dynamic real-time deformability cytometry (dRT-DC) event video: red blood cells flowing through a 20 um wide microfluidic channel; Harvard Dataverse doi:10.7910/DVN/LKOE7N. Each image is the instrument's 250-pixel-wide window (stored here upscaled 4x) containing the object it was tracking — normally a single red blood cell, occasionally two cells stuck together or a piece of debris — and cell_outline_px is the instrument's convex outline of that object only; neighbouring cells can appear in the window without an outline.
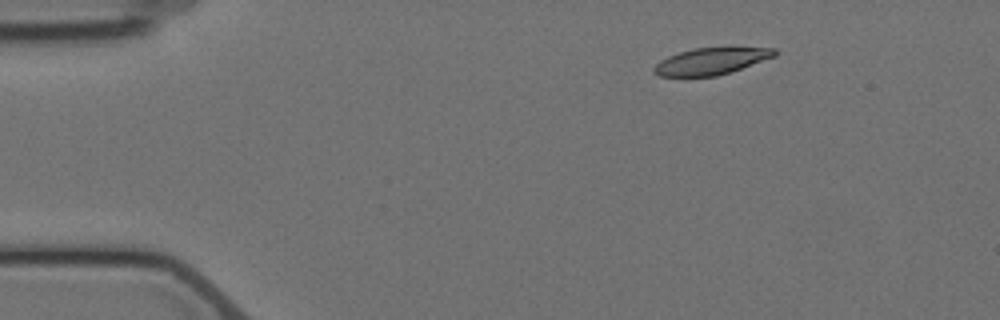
{"species": "Egyptian fruit bat (a non-hibernating species)", "species_latin": "Rousettus aegyptiacus", "temperature_condition": "cold", "stored_images_in_passage": 9, "camera_frame_rate_fps": 3000, "um_per_image_px": 0.085, "animal": {"sex": "female"}, "frame": {"image": 1, "passage_image": 1, "time_ms": 0.0, "image_size_px": [1000, 320], "cell_outline_px": [[780, 52], [776, 56], [716, 76], [660, 76], [652, 72], [652, 68], [660, 60], [668, 56], [692, 48], [728, 44], [732, 44], [776, 48]], "centroid_in_image_um": [60.54, 5.12], "position_along_channel_um": 24.5, "area_um2": 19.83}}
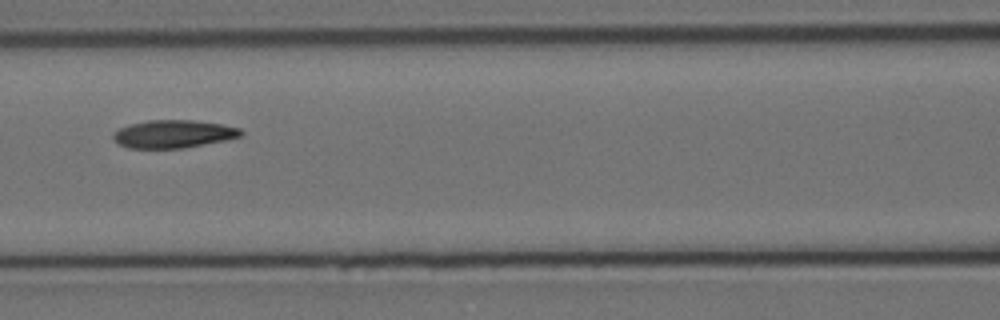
{"frame": {"image": 2, "passage_image": 6, "time_ms": 5.667, "image_size_px": [1000, 320], "cell_outline_px": [[244, 136], [184, 148], [128, 148], [112, 140], [112, 132], [120, 128], [132, 124], [148, 120], [192, 120], [220, 124], [240, 128], [244, 132]], "centroid_in_image_um": [14.73, 11.39], "position_along_channel_um": 151.9, "area_um2": 20.75}}
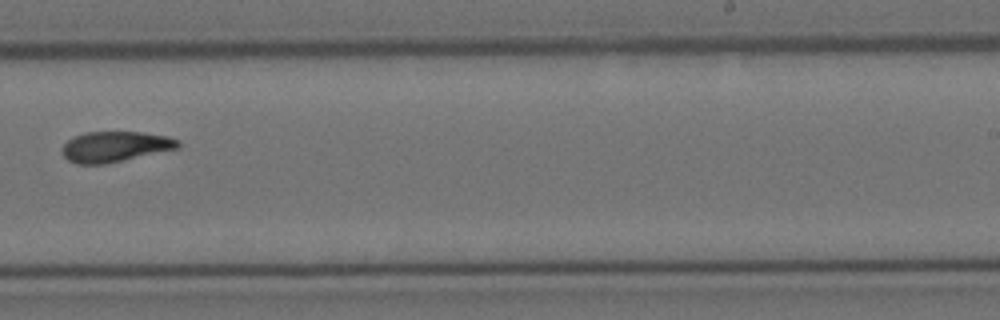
{"frame": {"image": 3, "passage_image": 9, "time_ms": 9.333, "image_size_px": [1000, 320], "cell_outline_px": [[180, 148], [104, 164], [76, 164], [68, 160], [64, 156], [64, 144], [72, 136], [84, 132], [140, 132], [168, 136], [180, 140]], "centroid_in_image_um": [9.8, 12.46], "position_along_channel_um": 279.2, "area_um2": 20.58}}